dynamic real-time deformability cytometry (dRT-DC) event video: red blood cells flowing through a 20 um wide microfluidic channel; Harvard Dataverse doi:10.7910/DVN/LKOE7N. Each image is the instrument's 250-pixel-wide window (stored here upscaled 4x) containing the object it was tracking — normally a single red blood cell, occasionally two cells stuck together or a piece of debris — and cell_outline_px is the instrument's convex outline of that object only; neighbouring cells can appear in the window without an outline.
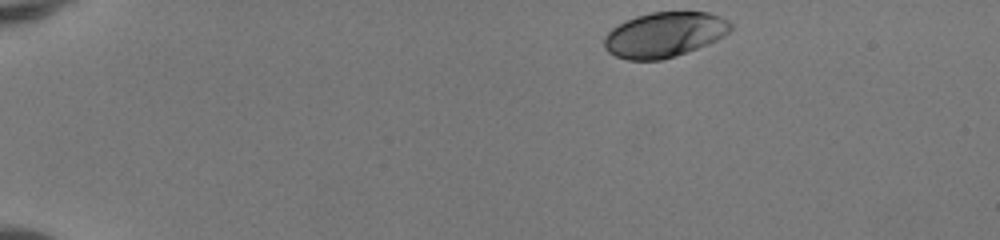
{"species": "human", "species_latin": "Homo sapiens", "temperature_condition": "room temperature", "stored_images_in_passage": 43, "camera_frame_rate_fps": 3000, "um_per_image_px": 0.085, "donor": {"sex": "female"}, "frame": {"image": 1, "passage_image": 1, "time_ms": 0.0, "image_size_px": [1000, 240], "cell_outline_px": [[732, 28], [724, 36], [708, 44], [676, 56], [660, 60], [628, 60], [616, 56], [608, 52], [604, 48], [604, 36], [612, 28], [636, 16], [652, 12], [708, 12], [720, 16], [728, 20], [732, 24]], "centroid_in_image_um": [56.48, 2.95], "position_along_channel_um": 28.5, "area_um2": 33.18}}
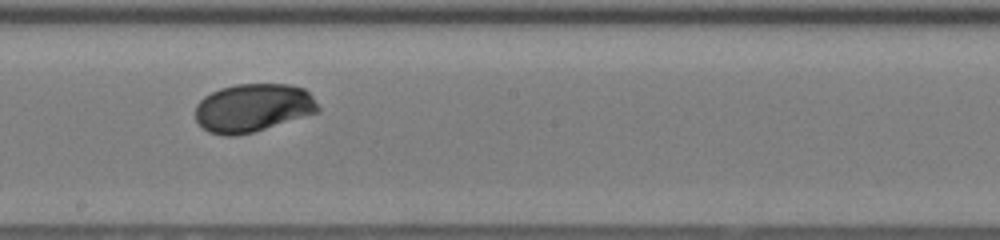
{"frame": {"image": 2, "passage_image": 23, "time_ms": 7.333, "image_size_px": [1000, 240], "cell_outline_px": [[320, 112], [252, 132], [236, 136], [224, 136], [208, 132], [196, 120], [196, 104], [204, 96], [220, 88], [236, 84], [288, 84], [304, 88], [312, 96], [320, 108]], "centroid_in_image_um": [21.5, 9.16], "position_along_channel_um": 226.7, "area_um2": 34.56}}
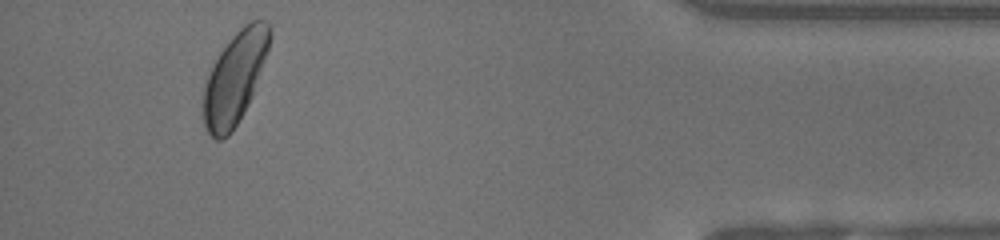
{"frame": {"image": 3, "passage_image": 40, "time_ms": 13.0, "image_size_px": [1000, 240], "cell_outline_px": [[272, 36], [252, 96], [248, 104], [232, 132], [228, 136], [220, 140], [216, 140], [208, 132], [204, 124], [204, 88], [212, 64], [228, 40], [244, 24], [252, 20], [264, 20], [272, 28]], "centroid_in_image_um": [19.97, 6.6], "position_along_channel_um": 415.2, "area_um2": 35.03}, "authors_computed_cell_mechanics": {"area_um2": 33.9286, "velocity_mm_per_s": 4.1317, "shape_relaxation_time_tau1_ms": 2.2888, "shape_relaxation_time_tau2_ms": null, "deformation_change_tau1": 0.1257, "deformation_change_tau2": null}}